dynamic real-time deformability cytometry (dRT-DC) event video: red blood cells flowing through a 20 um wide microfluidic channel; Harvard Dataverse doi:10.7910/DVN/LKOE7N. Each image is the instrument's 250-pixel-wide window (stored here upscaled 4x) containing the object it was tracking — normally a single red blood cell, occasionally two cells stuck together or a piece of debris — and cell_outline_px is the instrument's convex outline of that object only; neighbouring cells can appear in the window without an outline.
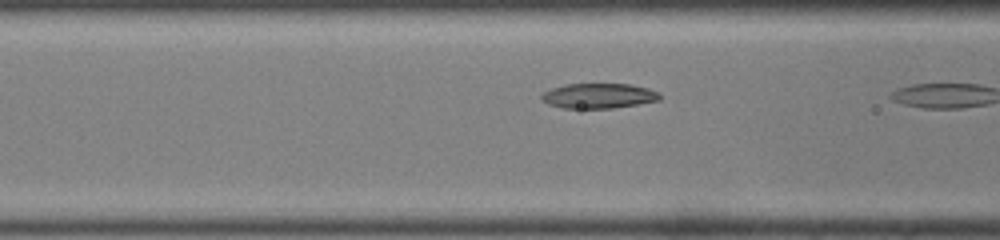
{"species": "common noctule bat (a hibernating species)", "species_latin": "Nyctalus noctula", "temperature_condition": "room temperature", "stored_images_in_passage": 5, "camera_frame_rate_fps": 3000, "um_per_image_px": 0.085, "animal": {"sex": "male", "body_mass_g": 19.0, "forearm_length_mm": 50.8}, "frame": {"image": 1, "passage_image": 4, "time_ms": 1.0, "image_size_px": [1000, 240], "cell_outline_px": [[660, 100], [612, 108], [560, 108], [548, 104], [540, 96], [544, 92], [552, 88], [564, 84], [628, 84], [648, 88], [660, 92]], "centroid_in_image_um": [50.88, 8.14], "position_along_channel_um": 115.7, "area_um2": 17.17}}